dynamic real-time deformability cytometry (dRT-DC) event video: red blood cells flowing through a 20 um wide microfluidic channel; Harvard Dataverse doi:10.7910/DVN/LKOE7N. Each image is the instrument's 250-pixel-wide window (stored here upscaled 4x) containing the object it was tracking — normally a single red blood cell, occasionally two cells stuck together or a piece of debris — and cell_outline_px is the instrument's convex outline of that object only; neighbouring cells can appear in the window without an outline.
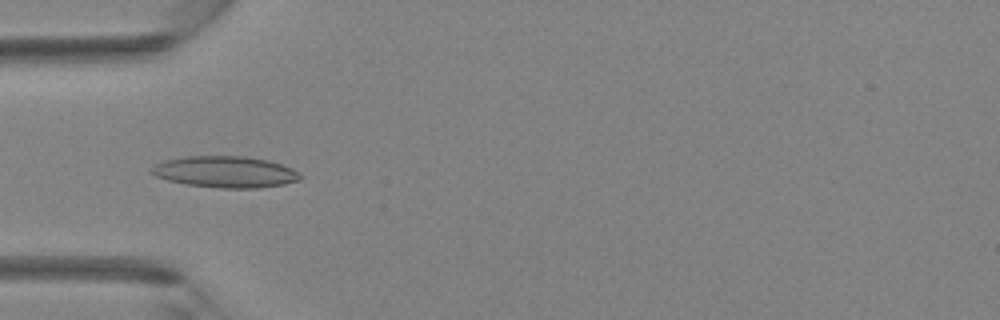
{"species": "Egyptian fruit bat (a non-hibernating species)", "species_latin": "Rousettus aegyptiacus", "temperature_condition": "room temperature", "stored_images_in_passage": 41, "camera_frame_rate_fps": 3000, "um_per_image_px": 0.085, "animal": {"sex": "female"}, "frame": {"image": 1, "passage_image": 13, "time_ms": 4.0, "image_size_px": [1000, 320], "cell_outline_px": [[304, 176], [300, 180], [284, 184], [256, 188], [220, 188], [188, 184], [168, 180], [156, 176], [152, 172], [152, 168], [156, 164], [164, 160], [184, 156], [248, 156], [268, 160], [292, 168]], "centroid_in_image_um": [19.19, 14.6], "position_along_channel_um": 65.8, "area_um2": 27.17}}
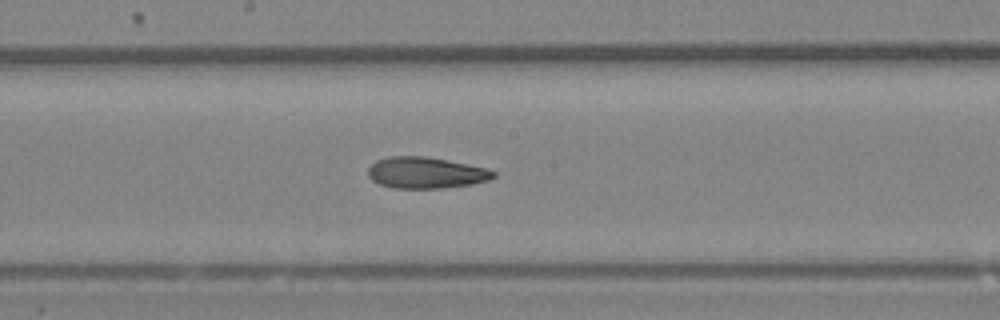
{"frame": {"image": 2, "passage_image": 22, "time_ms": 7.0, "image_size_px": [1000, 320], "cell_outline_px": [[496, 176], [488, 180], [472, 184], [444, 188], [396, 188], [380, 184], [372, 180], [368, 176], [368, 168], [376, 160], [388, 156], [424, 156], [448, 160], [468, 164], [484, 168], [496, 172]], "centroid_in_image_um": [36.18, 14.68], "position_along_channel_um": 212.0, "area_um2": 22.83}}
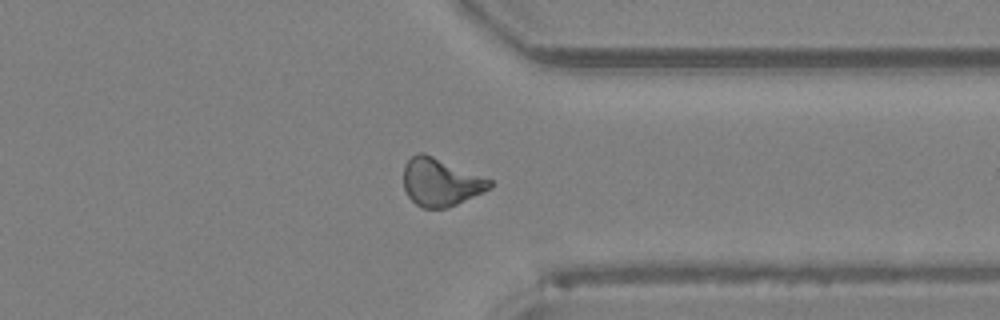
{"frame": {"image": 3, "passage_image": 32, "time_ms": 10.333, "image_size_px": [1000, 320], "cell_outline_px": [[492, 188], [448, 208], [420, 208], [408, 196], [404, 188], [404, 164], [412, 156], [420, 152], [424, 152], [492, 180]], "centroid_in_image_um": [37.45, 15.49], "position_along_channel_um": 374.0, "area_um2": 23.99}}